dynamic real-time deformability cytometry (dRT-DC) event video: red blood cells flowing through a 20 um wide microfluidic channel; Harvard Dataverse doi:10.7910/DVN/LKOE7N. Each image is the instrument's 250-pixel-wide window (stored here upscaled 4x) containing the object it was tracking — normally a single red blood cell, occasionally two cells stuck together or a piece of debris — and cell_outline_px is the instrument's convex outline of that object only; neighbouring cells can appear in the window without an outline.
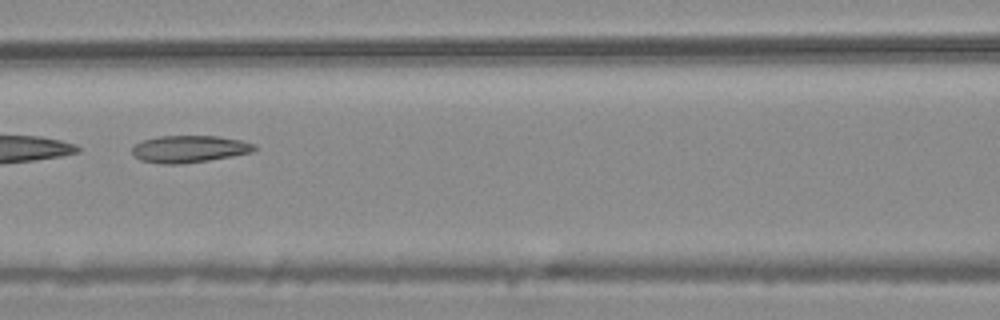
{"species": "common noctule bat (a hibernating species)", "species_latin": "Nyctalus noctula", "temperature_condition": "warm", "stored_images_in_passage": 9, "camera_frame_rate_fps": 3000, "um_per_image_px": 0.085, "animal": {"sex": "male", "body_mass_g": 20.4}, "frame": {"image": 1, "passage_image": 7, "time_ms": 2.0, "image_size_px": [1000, 320], "cell_outline_px": [[256, 148], [252, 152], [232, 156], [208, 160], [180, 164], [164, 164], [140, 160], [132, 152], [132, 148], [136, 144], [144, 140], [160, 136], [220, 136], [240, 140], [256, 144]], "centroid_in_image_um": [16.11, 12.66], "position_along_channel_um": 150.5, "area_um2": 19.13}}
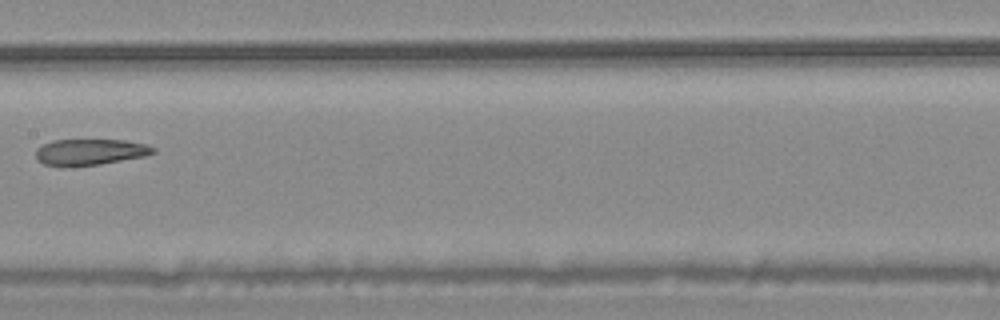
{"frame": {"image": 2, "passage_image": 8, "time_ms": 2.333, "image_size_px": [1000, 320], "cell_outline_px": [[156, 152], [144, 156], [100, 164], [64, 168], [44, 164], [36, 160], [36, 148], [52, 140], [124, 140], [148, 144], [156, 148]], "centroid_in_image_um": [7.63, 12.93], "position_along_channel_um": 199.8, "area_um2": 18.21}}
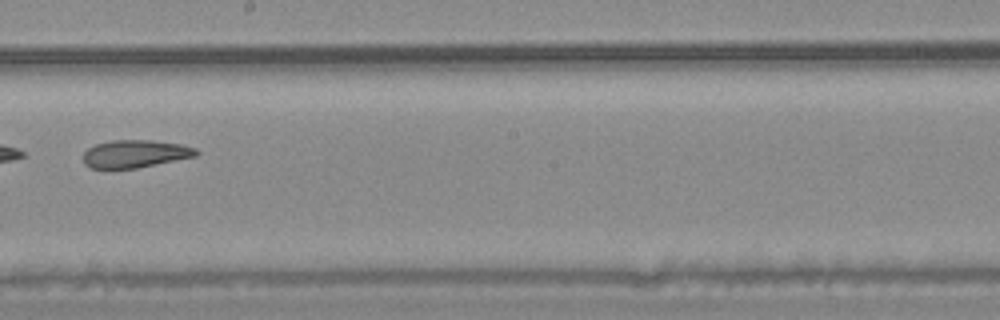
{"frame": {"image": 3, "passage_image": 9, "time_ms": 2.667, "image_size_px": [1000, 320], "cell_outline_px": [[200, 152], [196, 156], [136, 168], [88, 168], [84, 164], [84, 152], [88, 148], [96, 144], [112, 140], [152, 140], [180, 144], [196, 148]], "centroid_in_image_um": [11.48, 13.07], "position_along_channel_um": 236.7, "area_um2": 18.15}}